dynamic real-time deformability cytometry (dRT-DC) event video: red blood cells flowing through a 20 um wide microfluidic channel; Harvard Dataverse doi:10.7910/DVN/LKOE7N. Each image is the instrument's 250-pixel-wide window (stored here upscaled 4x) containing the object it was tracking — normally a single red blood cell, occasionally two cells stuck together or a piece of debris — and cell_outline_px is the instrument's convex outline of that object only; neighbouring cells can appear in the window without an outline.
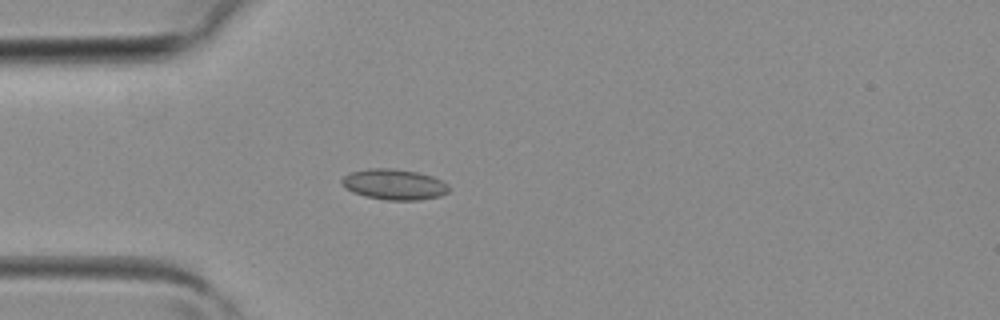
{"species": "common noctule bat (a hibernating species)", "species_latin": "Nyctalus noctula", "temperature_condition": "room temperature", "stored_images_in_passage": 4, "camera_frame_rate_fps": 3000, "um_per_image_px": 0.085, "animal": {"sex": "female", "body_mass_g": 19.3, "forearm_length_mm": 54.1}, "frame": {"image": 1, "passage_image": 4, "time_ms": 1.0, "image_size_px": [1000, 320], "cell_outline_px": [[452, 188], [448, 192], [440, 196], [420, 200], [384, 200], [364, 196], [352, 192], [344, 188], [340, 184], [340, 180], [344, 176], [352, 172], [368, 168], [396, 168], [416, 172], [432, 176], [448, 184]], "centroid_in_image_um": [33.49, 15.68], "position_along_channel_um": 51.5, "area_um2": 19.42}}